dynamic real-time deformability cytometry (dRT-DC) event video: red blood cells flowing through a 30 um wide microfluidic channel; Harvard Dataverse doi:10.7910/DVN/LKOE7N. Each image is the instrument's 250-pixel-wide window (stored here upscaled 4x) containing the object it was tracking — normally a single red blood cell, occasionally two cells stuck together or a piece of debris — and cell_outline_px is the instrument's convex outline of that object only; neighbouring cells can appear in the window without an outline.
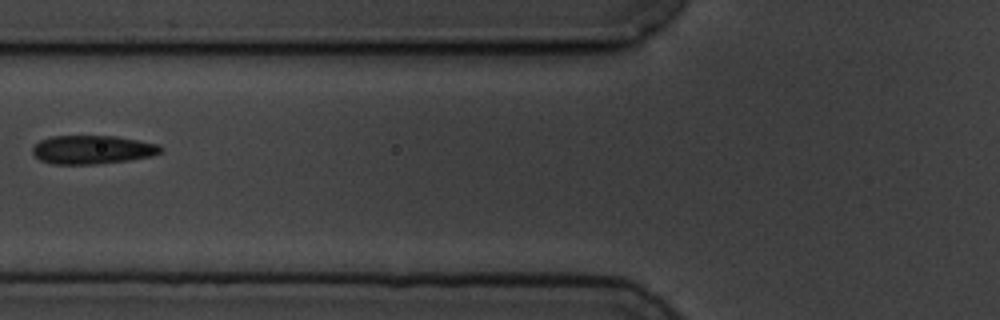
{"species": "common noctule bat (a hibernating species)", "species_latin": "Nyctalus noctula", "temperature_condition": "cold", "stored_images_in_passage": 15, "camera_frame_rate_fps": 3000, "um_per_image_px": 0.085, "animal": {"sex": "male", "body_mass_g": 19.5, "forearm_length_mm": 54.6}, "frame": {"image": 1, "passage_image": 6, "time_ms": 7.333, "image_size_px": [1000, 320], "cell_outline_px": [[164, 148], [160, 152], [152, 156], [128, 160], [92, 164], [52, 164], [40, 160], [32, 152], [32, 148], [40, 140], [52, 136], [116, 136], [160, 144]], "centroid_in_image_um": [7.87, 12.71], "position_along_channel_um": 117.9, "area_um2": 21.33}}
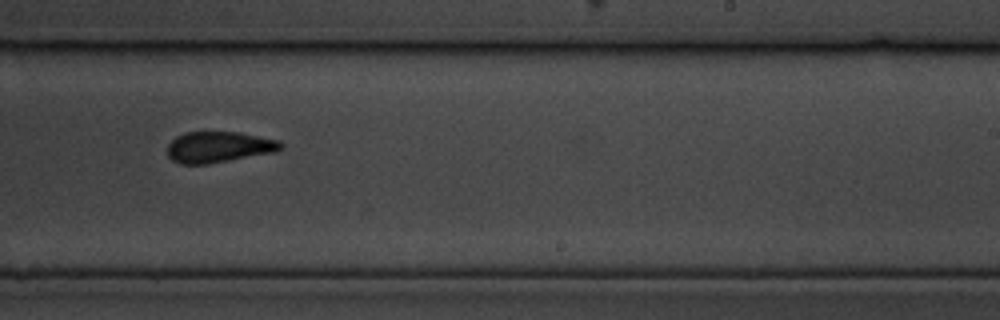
{"frame": {"image": 2, "passage_image": 10, "time_ms": 11.667, "image_size_px": [1000, 320], "cell_outline_px": [[284, 148], [276, 152], [204, 164], [180, 164], [172, 160], [168, 156], [168, 144], [176, 136], [184, 132], [240, 132], [280, 140], [284, 144]], "centroid_in_image_um": [18.62, 12.49], "position_along_channel_um": 270.4, "area_um2": 20.58}}
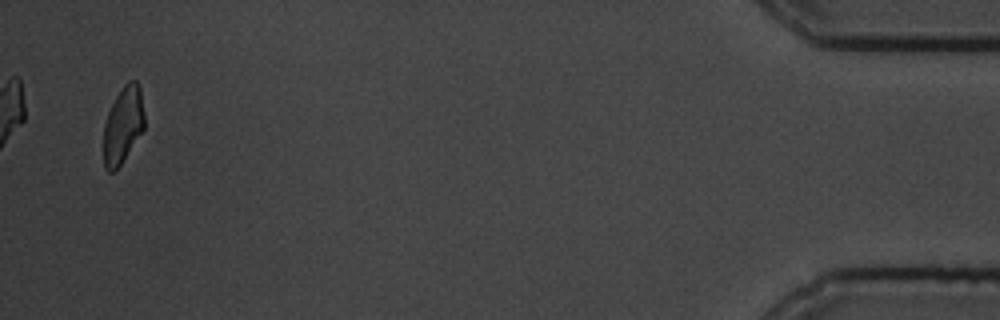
{"frame": {"image": 3, "passage_image": 15, "time_ms": 18.333, "image_size_px": [1000, 320], "cell_outline_px": [[144, 128], [120, 164], [112, 172], [108, 172], [104, 168], [104, 124], [108, 112], [116, 96], [124, 84], [128, 80], [136, 80], [140, 88], [144, 112]], "centroid_in_image_um": [10.45, 10.59], "position_along_channel_um": 424.7, "area_um2": 17.98}, "authors_computed_cell_mechanics": {"area_um2": 21.3282, "velocity_mm_per_s": 3.524, "shape_relaxation_time_tau1_ms": 1.6998, "shape_relaxation_time_tau2_ms": 1.4594, "deformation_change_tau1": 0.0658, "deformation_change_tau2": 0.0551}}